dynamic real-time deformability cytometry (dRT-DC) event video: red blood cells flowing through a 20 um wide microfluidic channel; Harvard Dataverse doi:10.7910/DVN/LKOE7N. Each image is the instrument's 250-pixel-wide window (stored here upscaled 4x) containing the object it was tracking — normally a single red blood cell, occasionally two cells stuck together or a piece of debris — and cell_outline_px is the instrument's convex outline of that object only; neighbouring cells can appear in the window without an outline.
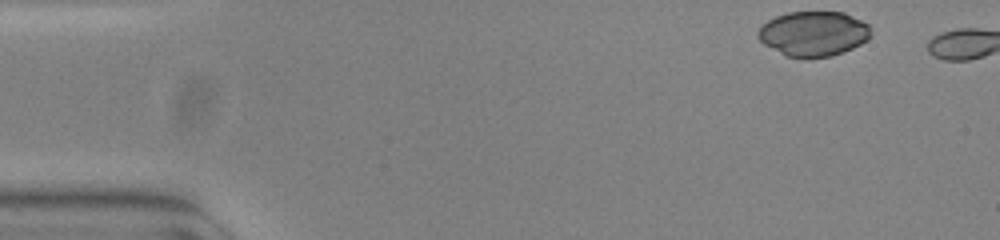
{"species": "common noctule bat (a hibernating species)", "species_latin": "Nyctalus noctula", "temperature_condition": "warm", "stored_images_in_passage": 3, "camera_frame_rate_fps": 3000, "um_per_image_px": 0.085, "animal": {"sex": "female", "body_mass_g": 23.0, "forearm_length_mm": 53.4}, "frame": {"image": 1, "passage_image": 1, "time_ms": 0.0, "image_size_px": [1000, 240], "cell_outline_px": [[868, 40], [852, 48], [832, 56], [804, 60], [788, 56], [764, 44], [756, 36], [756, 32], [768, 20], [776, 16], [788, 12], [844, 12], [868, 24]], "centroid_in_image_um": [69.11, 2.88], "position_along_channel_um": 15.9, "area_um2": 29.54}}